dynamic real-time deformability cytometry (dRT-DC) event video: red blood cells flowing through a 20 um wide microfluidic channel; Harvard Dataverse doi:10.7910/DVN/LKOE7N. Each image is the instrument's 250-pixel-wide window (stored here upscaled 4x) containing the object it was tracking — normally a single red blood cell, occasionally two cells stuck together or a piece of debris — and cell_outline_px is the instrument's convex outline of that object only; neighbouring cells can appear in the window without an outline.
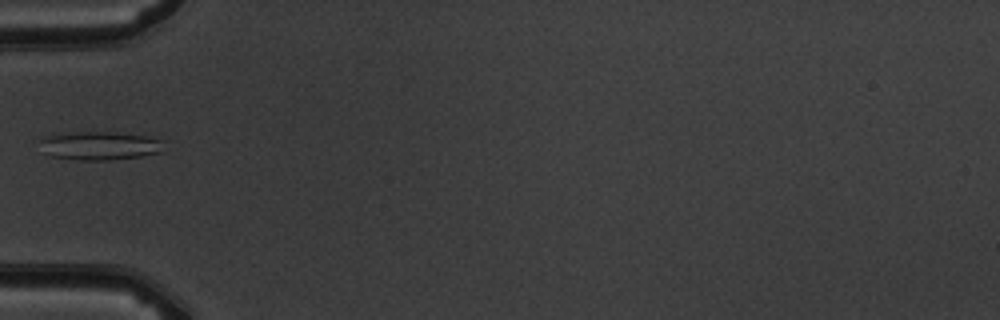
{"species": "common noctule bat (a hibernating species)", "species_latin": "Nyctalus noctula", "temperature_condition": "warm", "stored_images_in_passage": 5, "camera_frame_rate_fps": 3000, "um_per_image_px": 0.085, "animal": {"sex": "male", "body_mass_g": 19.5, "forearm_length_mm": 54.6}, "frame": {"image": 1, "passage_image": 4, "time_ms": 4.333, "image_size_px": [1000, 320], "cell_outline_px": [[160, 152], [144, 156], [112, 160], [76, 160], [52, 156], [44, 152], [40, 140], [40, 136], [64, 132], [116, 132], [144, 136], [160, 140]], "centroid_in_image_um": [8.38, 12.38], "position_along_channel_um": 76.6, "area_um2": 20.58}}
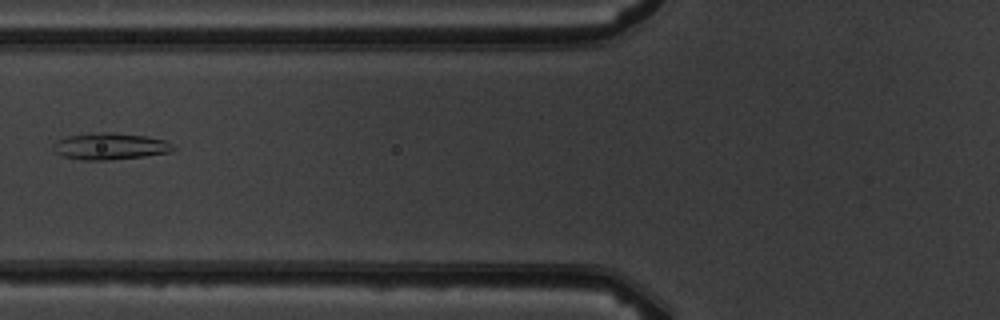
{"frame": {"image": 2, "passage_image": 5, "time_ms": 5.333, "image_size_px": [1000, 320], "cell_outline_px": [[176, 148], [172, 152], [144, 156], [108, 160], [84, 160], [64, 156], [56, 152], [52, 148], [52, 144], [68, 136], [92, 132], [108, 132], [144, 136], [164, 140]], "centroid_in_image_um": [9.35, 12.43], "position_along_channel_um": 116.4, "area_um2": 18.44}}